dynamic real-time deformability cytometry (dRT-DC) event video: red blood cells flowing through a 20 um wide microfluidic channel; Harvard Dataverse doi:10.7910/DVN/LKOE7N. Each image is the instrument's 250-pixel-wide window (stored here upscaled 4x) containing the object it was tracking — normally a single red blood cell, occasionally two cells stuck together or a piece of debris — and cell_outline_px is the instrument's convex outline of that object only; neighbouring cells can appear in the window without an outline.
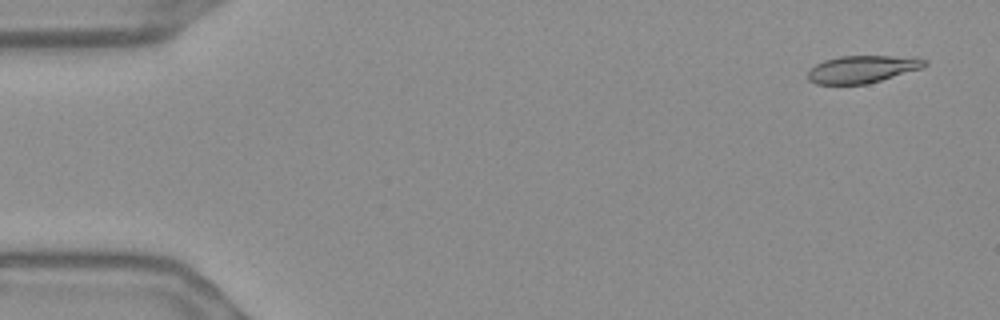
{"species": "Egyptian fruit bat (a non-hibernating species)", "species_latin": "Rousettus aegyptiacus", "temperature_condition": "warm", "stored_images_in_passage": 53, "camera_frame_rate_fps": 3000, "um_per_image_px": 0.085, "frame": {"image": 1, "passage_image": 3, "time_ms": 0.667, "image_size_px": [1000, 320], "cell_outline_px": [[928, 64], [924, 68], [880, 80], [864, 84], [816, 84], [808, 80], [808, 72], [816, 64], [824, 60], [840, 56], [916, 56], [928, 60]], "centroid_in_image_um": [73.36, 5.86], "position_along_channel_um": 11.6, "area_um2": 18.79}}
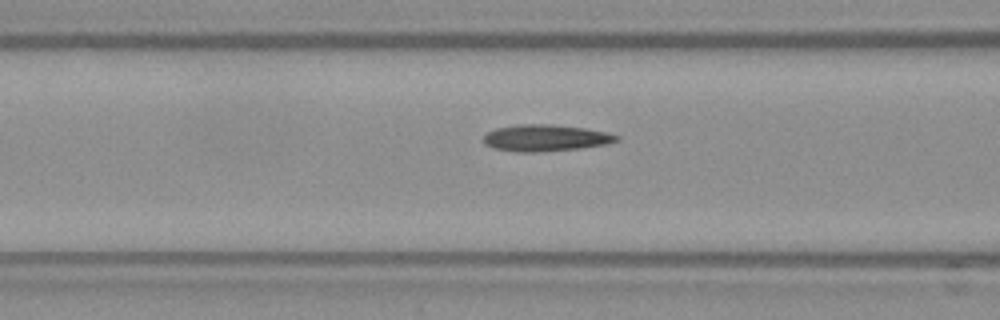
{"frame": {"image": 2, "passage_image": 22, "time_ms": 7.0, "image_size_px": [1000, 320], "cell_outline_px": [[620, 140], [604, 144], [580, 148], [536, 152], [516, 152], [492, 148], [484, 144], [484, 136], [488, 132], [496, 128], [516, 124], [552, 124], [584, 128], [608, 132], [620, 136]], "centroid_in_image_um": [46.35, 11.72], "position_along_channel_um": 120.2, "area_um2": 20.69}}
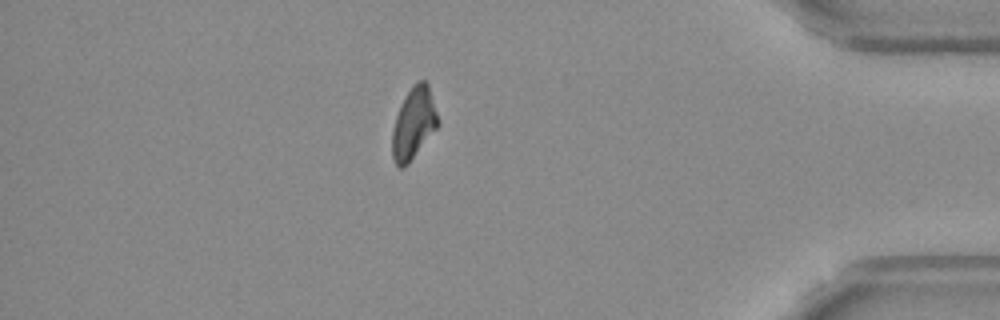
{"frame": {"image": 3, "passage_image": 48, "time_ms": 15.667, "image_size_px": [1000, 320], "cell_outline_px": [[440, 124], [408, 164], [404, 168], [400, 168], [396, 164], [392, 156], [392, 128], [400, 104], [412, 84], [420, 80], [424, 80], [428, 84], [440, 120]], "centroid_in_image_um": [35.17, 10.48], "position_along_channel_um": 400.0, "area_um2": 19.25}, "authors_computed_cell_mechanics": {"area_um2": 19.7676, "velocity_mm_per_s": 3.6735, "shape_relaxation_time_tau1_ms": null, "shape_relaxation_time_tau2_ms": 4.56, "deformation_change_tau1": null, "deformation_change_tau2": 0.0994}}